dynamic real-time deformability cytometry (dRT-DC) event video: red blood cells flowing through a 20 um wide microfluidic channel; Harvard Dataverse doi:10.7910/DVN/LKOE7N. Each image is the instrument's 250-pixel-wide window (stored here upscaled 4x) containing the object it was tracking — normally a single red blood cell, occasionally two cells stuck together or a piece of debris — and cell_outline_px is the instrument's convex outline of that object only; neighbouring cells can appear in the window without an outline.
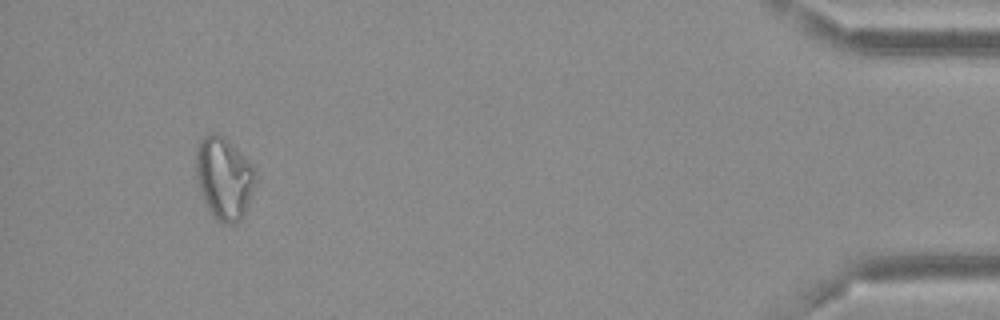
{"species": "Egyptian fruit bat (a non-hibernating species)", "species_latin": "Rousettus aegyptiacus", "temperature_condition": "cold", "stored_images_in_passage": 15, "camera_frame_rate_fps": 3000, "um_per_image_px": 0.085, "frame": {"image": 1, "passage_image": 13, "time_ms": 16.0, "image_size_px": [1000, 320], "cell_outline_px": [[256, 184], [244, 216], [240, 220], [232, 224], [224, 224], [216, 220], [208, 208], [204, 200], [196, 176], [196, 152], [200, 136], [208, 132], [216, 132], [224, 136], [252, 164], [256, 180]], "centroid_in_image_um": [19.04, 15.12], "position_along_channel_um": 416.2, "area_um2": 28.78}}